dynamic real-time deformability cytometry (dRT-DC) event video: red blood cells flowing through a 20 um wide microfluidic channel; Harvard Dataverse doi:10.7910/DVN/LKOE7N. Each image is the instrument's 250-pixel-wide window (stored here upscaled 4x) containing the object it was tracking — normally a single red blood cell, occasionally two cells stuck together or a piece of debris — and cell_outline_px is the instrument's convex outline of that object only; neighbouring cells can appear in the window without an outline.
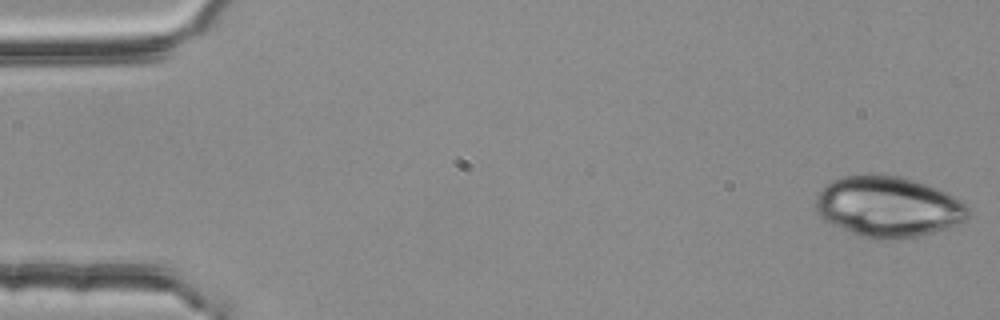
{"species": "common noctule bat (a hibernating species)", "species_latin": "Nyctalus noctula", "temperature_condition": "room temperature", "stored_images_in_passage": 4, "camera_frame_rate_fps": 3000, "um_per_image_px": 0.085, "animal": {"sex": "female", "body_mass_g": 25.1}, "frame": {"image": 1, "passage_image": 1, "time_ms": 0.0, "image_size_px": [1000, 320], "cell_outline_px": [[972, 212], [964, 220], [956, 224], [932, 232], [916, 236], [888, 240], [872, 240], [860, 236], [840, 228], [824, 220], [816, 212], [816, 200], [820, 192], [832, 180], [840, 176], [872, 172], [900, 176], [916, 180], [936, 188], [960, 200]], "centroid_in_image_um": [75.45, 17.55], "position_along_channel_um": 9.5, "area_um2": 54.16}}